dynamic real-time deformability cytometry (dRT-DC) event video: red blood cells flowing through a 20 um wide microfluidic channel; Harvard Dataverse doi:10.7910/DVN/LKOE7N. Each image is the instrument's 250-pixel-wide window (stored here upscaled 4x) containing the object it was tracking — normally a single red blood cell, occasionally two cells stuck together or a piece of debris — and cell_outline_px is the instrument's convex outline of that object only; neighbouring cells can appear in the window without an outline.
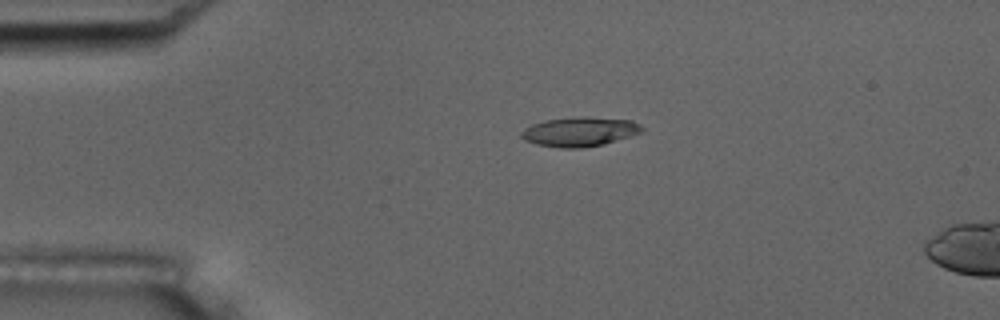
{"species": "common noctule bat (a hibernating species)", "species_latin": "Nyctalus noctula", "temperature_condition": "room temperature", "stored_images_in_passage": 5, "camera_frame_rate_fps": 3000, "um_per_image_px": 0.085, "animal": {"sex": "male", "body_mass_g": 17.5, "forearm_length_mm": 52.3}, "frame": {"image": 1, "passage_image": 4, "time_ms": 3.333, "image_size_px": [1000, 320], "cell_outline_px": [[644, 128], [640, 132], [632, 136], [604, 144], [580, 148], [560, 148], [536, 144], [524, 140], [520, 136], [520, 132], [524, 128], [532, 124], [544, 120], [580, 116], [584, 116], [632, 120], [640, 124]], "centroid_in_image_um": [49.26, 11.19], "position_along_channel_um": 35.7, "area_um2": 20.87}}